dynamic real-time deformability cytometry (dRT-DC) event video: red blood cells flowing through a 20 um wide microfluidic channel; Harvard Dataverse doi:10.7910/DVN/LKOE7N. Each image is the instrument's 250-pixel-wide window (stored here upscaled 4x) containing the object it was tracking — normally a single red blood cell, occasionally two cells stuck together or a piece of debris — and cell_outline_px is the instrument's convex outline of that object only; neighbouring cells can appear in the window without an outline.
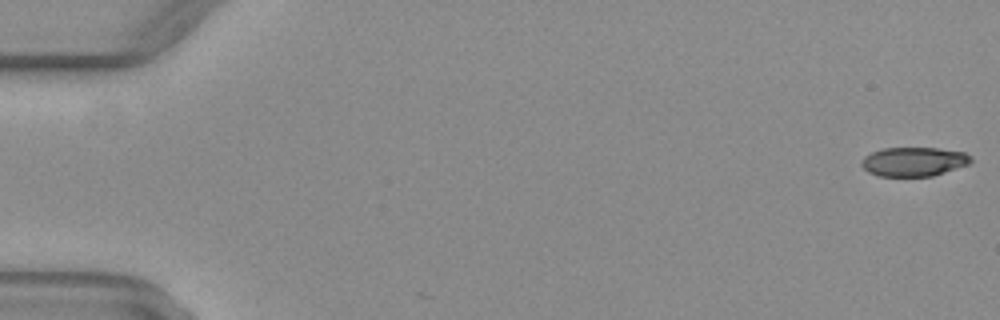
{"species": "common noctule bat (a hibernating species)", "species_latin": "Nyctalus noctula", "temperature_condition": "warm", "stored_images_in_passage": 4, "camera_frame_rate_fps": 3000, "um_per_image_px": 0.085, "animal": {"sex": "female", "body_mass_g": 29.2, "forearm_length_mm": 56.3}, "frame": {"image": 1, "passage_image": 1, "time_ms": 0.0, "image_size_px": [1000, 320], "cell_outline_px": [[972, 160], [968, 164], [932, 176], [880, 176], [868, 172], [860, 164], [864, 156], [872, 152], [884, 148], [936, 148], [964, 152]], "centroid_in_image_um": [77.63, 13.74], "position_along_channel_um": 7.4, "area_um2": 18.32}}